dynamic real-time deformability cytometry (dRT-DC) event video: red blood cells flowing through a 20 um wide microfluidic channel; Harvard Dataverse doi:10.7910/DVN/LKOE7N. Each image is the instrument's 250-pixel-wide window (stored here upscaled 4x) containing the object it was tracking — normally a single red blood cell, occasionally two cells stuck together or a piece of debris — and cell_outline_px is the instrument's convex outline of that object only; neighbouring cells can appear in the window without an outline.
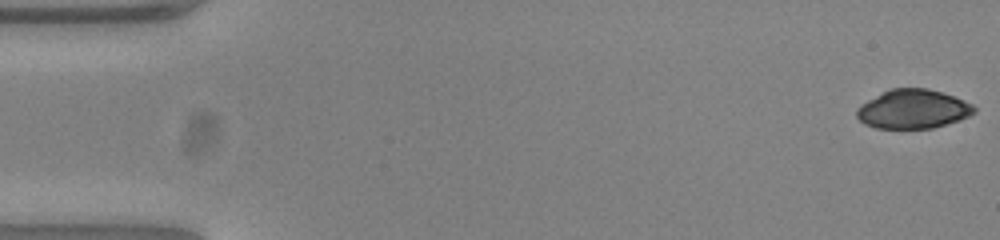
{"species": "common noctule bat (a hibernating species)", "species_latin": "Nyctalus noctula", "temperature_condition": "warm", "stored_images_in_passage": 53, "camera_frame_rate_fps": 3000, "um_per_image_px": 0.085, "animal": {"sex": "female", "body_mass_g": 23.0, "forearm_length_mm": 53.4}, "frame": {"image": 1, "passage_image": 1, "time_ms": 0.0, "image_size_px": [1000, 240], "cell_outline_px": [[976, 112], [960, 120], [932, 128], [876, 128], [864, 124], [856, 116], [856, 108], [860, 104], [892, 88], [928, 88], [952, 96], [972, 104], [976, 108]], "centroid_in_image_um": [77.59, 9.28], "position_along_channel_um": 7.4, "area_um2": 26.53}}
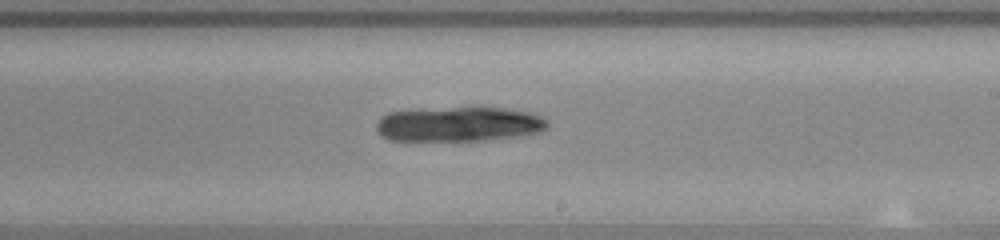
{"frame": {"image": 2, "passage_image": 31, "time_ms": 10.0, "image_size_px": [1000, 240], "cell_outline_px": [[548, 124], [540, 132], [516, 136], [480, 140], [388, 140], [380, 136], [376, 128], [376, 124], [388, 112], [452, 108], [500, 108], [532, 112], [548, 120]], "centroid_in_image_um": [39.01, 10.56], "position_along_channel_um": 250.0, "area_um2": 33.99}}
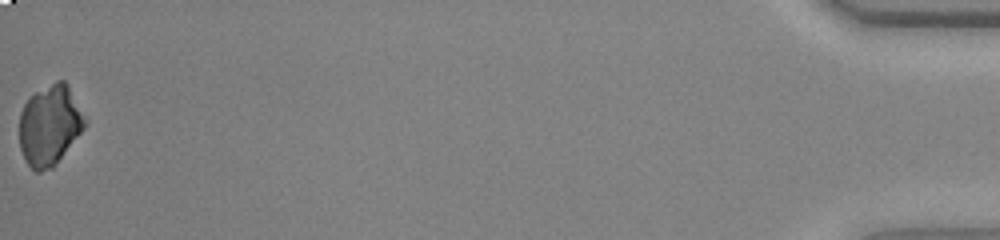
{"frame": {"image": 3, "passage_image": 53, "time_ms": 17.333, "image_size_px": [1000, 240], "cell_outline_px": [[88, 124], [52, 168], [40, 172], [36, 172], [28, 164], [20, 148], [20, 112], [24, 104], [36, 92], [56, 80], [64, 80], [68, 84], [88, 120]], "centroid_in_image_um": [4.26, 10.63], "position_along_channel_um": 430.9, "area_um2": 30.63}}